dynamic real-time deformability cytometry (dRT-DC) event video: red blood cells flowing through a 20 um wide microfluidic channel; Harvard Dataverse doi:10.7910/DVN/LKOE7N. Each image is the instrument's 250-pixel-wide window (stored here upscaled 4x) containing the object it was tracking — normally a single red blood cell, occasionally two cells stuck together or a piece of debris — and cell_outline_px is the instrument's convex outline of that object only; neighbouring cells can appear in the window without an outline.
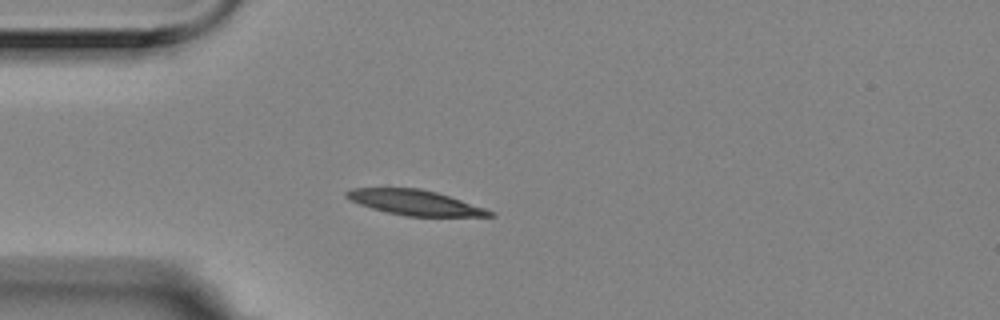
{"species": "Egyptian fruit bat (a non-hibernating species)", "species_latin": "Rousettus aegyptiacus", "temperature_condition": "room temperature", "stored_images_in_passage": 1, "camera_frame_rate_fps": 3000, "um_per_image_px": 0.085, "animal": {"sex": "female"}, "frame": {"image": 1, "passage_image": 1, "time_ms": 0.0, "image_size_px": [1000, 320], "cell_outline_px": [[496, 216], [404, 216], [372, 208], [360, 204], [344, 196], [344, 192], [352, 188], [420, 188], [436, 192], [496, 212]], "centroid_in_image_um": [35.26, 17.21], "position_along_channel_um": 49.7, "area_um2": 20.69}}